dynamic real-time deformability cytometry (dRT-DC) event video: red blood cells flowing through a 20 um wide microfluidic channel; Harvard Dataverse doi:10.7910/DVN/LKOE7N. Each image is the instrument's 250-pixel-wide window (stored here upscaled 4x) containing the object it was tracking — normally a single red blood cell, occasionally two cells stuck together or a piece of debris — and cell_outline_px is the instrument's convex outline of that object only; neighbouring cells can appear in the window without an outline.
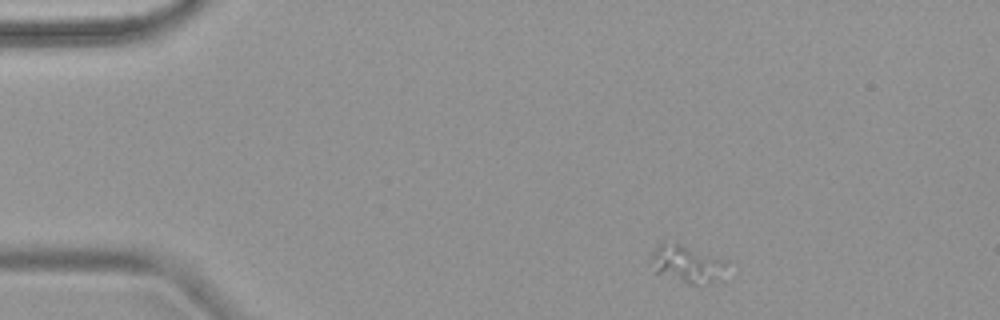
{"species": "common noctule bat (a hibernating species)", "species_latin": "Nyctalus noctula", "temperature_condition": "warm", "stored_images_in_passage": 3, "camera_frame_rate_fps": 3000, "um_per_image_px": 0.085, "animal": {"sex": "female", "body_mass_g": 18.4}, "frame": {"image": 1, "passage_image": 1, "time_ms": 0.0, "image_size_px": [1000, 320], "cell_outline_px": [[724, 264], [720, 280], [708, 284], [688, 284], [656, 272], [648, 260], [652, 252], [664, 240], [680, 244], [724, 260]], "centroid_in_image_um": [58.31, 22.43], "position_along_channel_um": 26.7, "area_um2": 16.18}}